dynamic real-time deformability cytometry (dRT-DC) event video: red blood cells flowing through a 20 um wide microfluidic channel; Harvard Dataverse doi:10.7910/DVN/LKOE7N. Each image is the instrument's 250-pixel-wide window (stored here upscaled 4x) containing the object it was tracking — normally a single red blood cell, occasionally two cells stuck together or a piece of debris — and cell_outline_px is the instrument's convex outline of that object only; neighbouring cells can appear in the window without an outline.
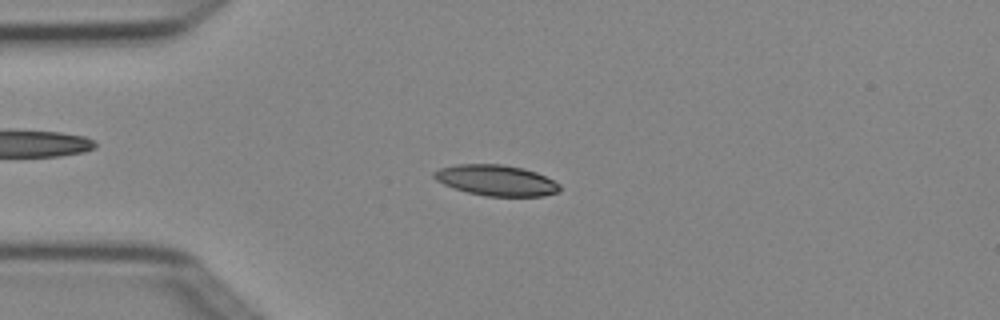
{"species": "Egyptian fruit bat (a non-hibernating species)", "species_latin": "Rousettus aegyptiacus", "temperature_condition": "cold", "stored_images_in_passage": 4, "camera_frame_rate_fps": 3000, "um_per_image_px": 0.085, "animal": {"sex": "female"}, "frame": {"image": 1, "passage_image": 2, "time_ms": 0.333, "image_size_px": [1000, 320], "cell_outline_px": [[560, 188], [556, 192], [544, 196], [484, 196], [468, 192], [444, 184], [436, 180], [432, 176], [432, 172], [440, 168], [456, 164], [504, 164], [524, 168], [536, 172], [560, 184]], "centroid_in_image_um": [42.16, 15.32], "position_along_channel_um": 42.8, "area_um2": 22.48}}
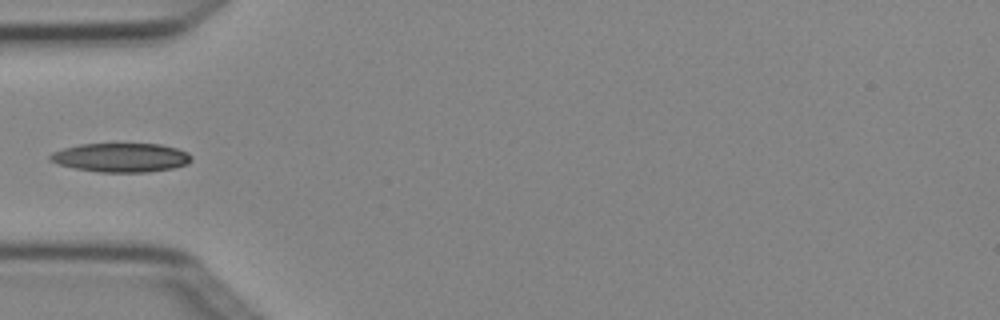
{"frame": {"image": 2, "passage_image": 3, "time_ms": 0.667, "image_size_px": [1000, 320], "cell_outline_px": [[192, 160], [188, 164], [172, 168], [148, 172], [100, 172], [76, 168], [60, 164], [48, 160], [48, 156], [52, 152], [64, 148], [80, 144], [160, 144], [176, 148], [188, 152], [192, 156]], "centroid_in_image_um": [10.3, 13.39], "position_along_channel_um": 74.7, "area_um2": 23.81}}
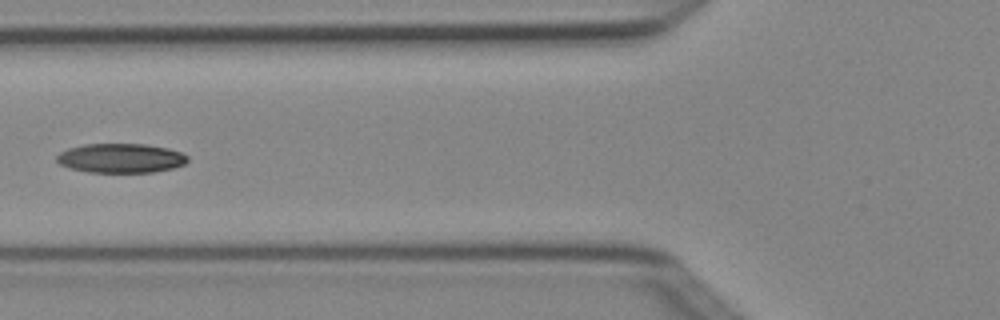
{"frame": {"image": 3, "passage_image": 4, "time_ms": 1.0, "image_size_px": [1000, 320], "cell_outline_px": [[188, 160], [184, 164], [172, 168], [152, 172], [88, 172], [68, 168], [60, 164], [56, 160], [56, 156], [60, 152], [68, 148], [84, 144], [144, 144], [168, 148], [180, 152], [188, 156]], "centroid_in_image_um": [10.24, 13.44], "position_along_channel_um": 115.6, "area_um2": 22.37}}